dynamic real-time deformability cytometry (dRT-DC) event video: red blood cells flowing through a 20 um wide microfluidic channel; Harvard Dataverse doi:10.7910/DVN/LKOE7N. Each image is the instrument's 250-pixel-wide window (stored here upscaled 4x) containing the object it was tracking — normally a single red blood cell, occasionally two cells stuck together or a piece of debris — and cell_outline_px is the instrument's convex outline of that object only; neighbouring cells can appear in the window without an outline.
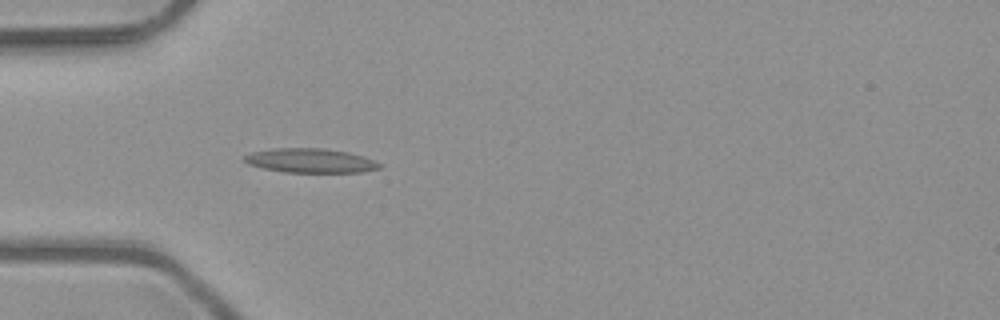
{"species": "common noctule bat (a hibernating species)", "species_latin": "Nyctalus noctula", "temperature_condition": "room temperature", "stored_images_in_passage": 1, "camera_frame_rate_fps": 3000, "um_per_image_px": 0.085, "animal": {"sex": "male", "body_mass_g": 23.1, "forearm_length_mm": 52.7}, "frame": {"image": 1, "passage_image": 1, "time_ms": 0.0, "image_size_px": [1000, 320], "cell_outline_px": [[380, 168], [360, 172], [284, 172], [264, 168], [248, 164], [240, 156], [252, 152], [272, 148], [324, 148], [348, 152], [364, 156], [380, 164]], "centroid_in_image_um": [26.33, 13.64], "position_along_channel_um": 58.7, "area_um2": 19.07}}